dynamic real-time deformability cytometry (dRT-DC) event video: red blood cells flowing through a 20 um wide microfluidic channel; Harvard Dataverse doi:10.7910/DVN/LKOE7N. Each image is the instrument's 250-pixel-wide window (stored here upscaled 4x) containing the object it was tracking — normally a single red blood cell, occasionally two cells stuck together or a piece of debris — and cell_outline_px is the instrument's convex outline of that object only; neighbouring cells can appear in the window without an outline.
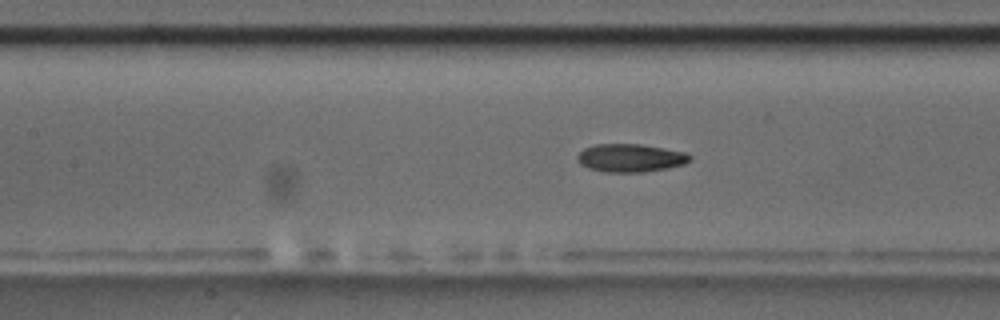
{"species": "common noctule bat (a hibernating species)", "species_latin": "Nyctalus noctula", "temperature_condition": "room temperature", "stored_images_in_passage": 38, "camera_frame_rate_fps": 3000, "um_per_image_px": 0.085, "animal": {"sex": "male", "body_mass_g": 17.5, "forearm_length_mm": 52.3}, "frame": {"image": 1, "passage_image": 11, "time_ms": 3.333, "image_size_px": [1000, 320], "cell_outline_px": [[692, 156], [684, 164], [668, 168], [644, 172], [604, 172], [588, 168], [580, 164], [576, 160], [576, 156], [584, 148], [592, 144], [640, 144], [664, 148], [684, 152]], "centroid_in_image_um": [53.53, 13.42], "position_along_channel_um": 153.9, "area_um2": 18.5}}
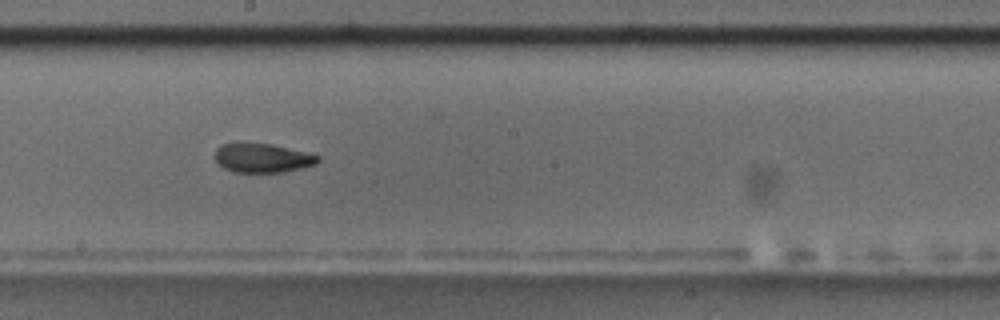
{"frame": {"image": 2, "passage_image": 17, "time_ms": 5.333, "image_size_px": [1000, 320], "cell_outline_px": [[320, 160], [316, 164], [284, 172], [236, 172], [224, 168], [216, 160], [216, 148], [220, 144], [272, 144], [320, 156]], "centroid_in_image_um": [22.32, 13.44], "position_along_channel_um": 225.9, "area_um2": 17.05}}
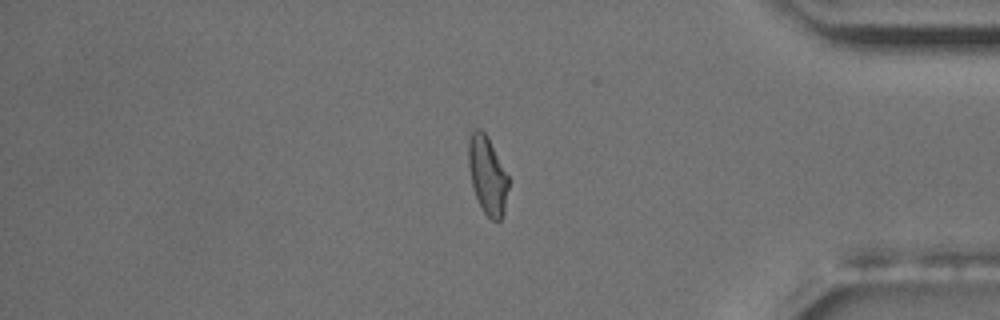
{"frame": {"image": 3, "passage_image": 33, "time_ms": 10.667, "image_size_px": [1000, 320], "cell_outline_px": [[508, 188], [504, 212], [500, 220], [492, 220], [484, 212], [476, 196], [472, 184], [468, 164], [468, 140], [472, 132], [476, 128], [480, 128], [488, 136], [508, 176]], "centroid_in_image_um": [41.42, 14.86], "position_along_channel_um": 393.8, "area_um2": 17.98}}